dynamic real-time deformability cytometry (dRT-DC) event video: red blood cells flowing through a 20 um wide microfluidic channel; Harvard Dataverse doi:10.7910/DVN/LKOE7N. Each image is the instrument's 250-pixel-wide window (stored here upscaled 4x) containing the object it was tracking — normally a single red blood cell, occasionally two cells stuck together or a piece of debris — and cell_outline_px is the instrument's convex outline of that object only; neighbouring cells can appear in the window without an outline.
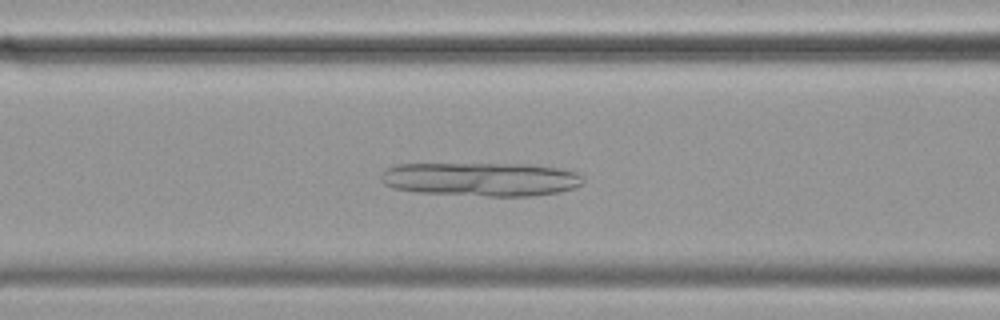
{"species": "common noctule bat (a hibernating species)", "species_latin": "Nyctalus noctula", "temperature_condition": "cold", "stored_images_in_passage": 57, "camera_frame_rate_fps": 3000, "um_per_image_px": 0.085, "animal": {"sex": "female", "body_mass_g": 19.9}, "frame": {"image": 1, "passage_image": 23, "time_ms": 7.333, "image_size_px": [1000, 320], "cell_outline_px": [[584, 184], [560, 192], [532, 196], [488, 196], [420, 192], [396, 188], [384, 184], [380, 180], [380, 176], [388, 168], [396, 164], [532, 164], [556, 168], [576, 172], [584, 180]], "centroid_in_image_um": [40.91, 15.23], "position_along_channel_um": 125.7, "area_um2": 39.59}}
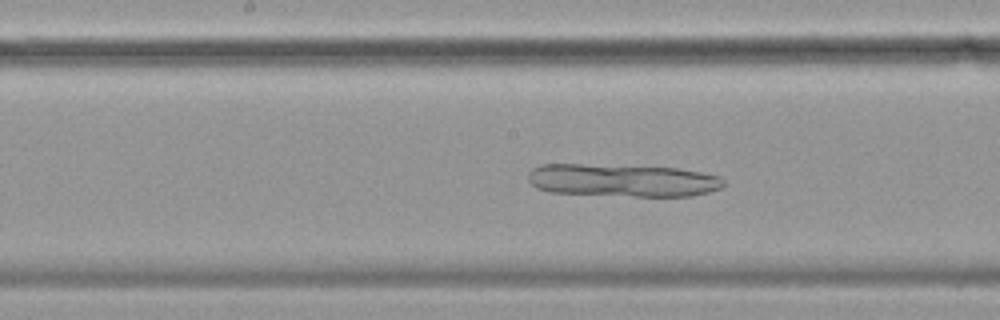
{"frame": {"image": 2, "passage_image": 29, "time_ms": 9.333, "image_size_px": [1000, 320], "cell_outline_px": [[724, 184], [720, 188], [708, 192], [692, 196], [636, 196], [548, 192], [536, 188], [528, 180], [528, 172], [532, 168], [540, 164], [580, 164], [676, 168], [700, 172], [720, 176], [724, 180]], "centroid_in_image_um": [52.88, 15.33], "position_along_channel_um": 195.3, "area_um2": 37.22}}
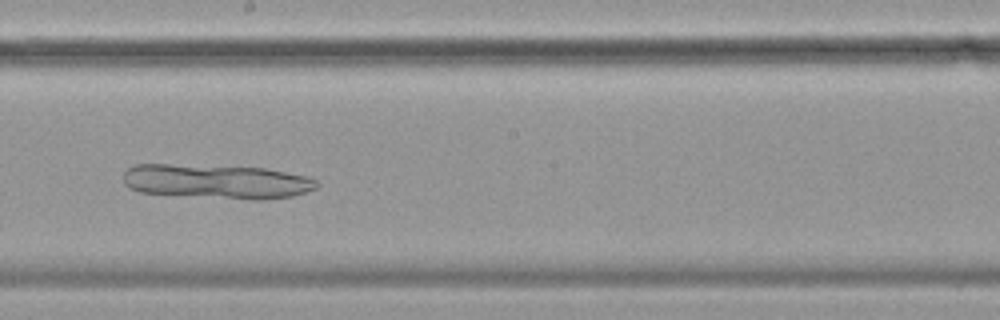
{"frame": {"image": 3, "passage_image": 32, "time_ms": 10.333, "image_size_px": [1000, 320], "cell_outline_px": [[320, 184], [316, 188], [292, 196], [260, 200], [252, 200], [140, 192], [128, 188], [124, 184], [124, 172], [128, 168], [136, 164], [168, 164], [264, 168], [308, 176], [316, 180]], "centroid_in_image_um": [18.42, 15.43], "position_along_channel_um": 229.8, "area_um2": 38.67}}